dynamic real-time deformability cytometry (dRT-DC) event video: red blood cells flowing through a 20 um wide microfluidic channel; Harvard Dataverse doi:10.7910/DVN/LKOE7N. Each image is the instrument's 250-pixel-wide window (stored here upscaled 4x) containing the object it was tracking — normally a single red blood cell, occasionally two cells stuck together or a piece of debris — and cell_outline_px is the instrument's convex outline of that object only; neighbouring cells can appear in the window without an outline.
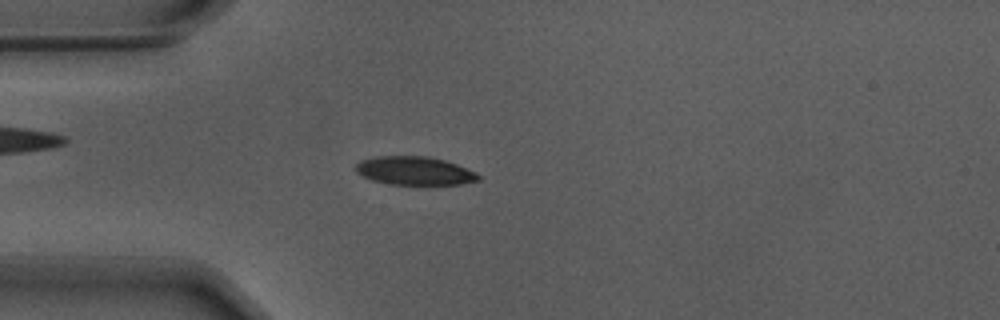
{"species": "Egyptian fruit bat (a non-hibernating species)", "species_latin": "Rousettus aegyptiacus", "temperature_condition": "warm", "stored_images_in_passage": 55, "camera_frame_rate_fps": 3000, "um_per_image_px": 0.085, "animal": {"sex": "male"}, "frame": {"image": 1, "passage_image": 15, "time_ms": 4.667, "image_size_px": [1000, 320], "cell_outline_px": [[480, 180], [460, 184], [392, 184], [372, 180], [356, 172], [356, 164], [360, 160], [376, 156], [428, 156], [444, 160], [456, 164], [476, 172], [480, 176]], "centroid_in_image_um": [35.24, 14.51], "position_along_channel_um": 49.8, "area_um2": 20.17}}
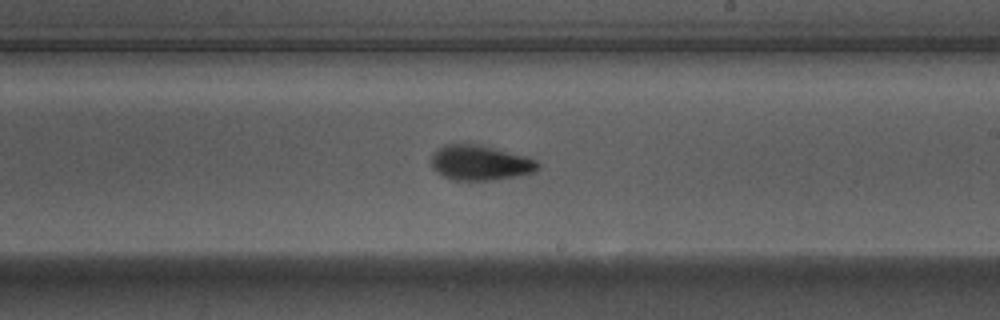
{"frame": {"image": 2, "passage_image": 32, "time_ms": 10.333, "image_size_px": [1000, 320], "cell_outline_px": [[540, 168], [536, 172], [516, 176], [492, 180], [456, 180], [444, 176], [432, 168], [432, 156], [444, 144], [476, 144], [528, 156], [536, 160], [540, 164]], "centroid_in_image_um": [40.87, 13.84], "position_along_channel_um": 248.1, "area_um2": 21.62}}
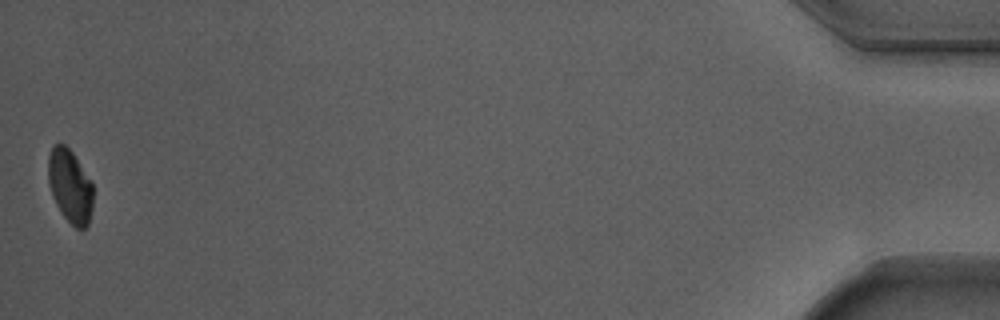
{"frame": {"image": 3, "passage_image": 55, "time_ms": 18.0, "image_size_px": [1000, 320], "cell_outline_px": [[92, 208], [88, 224], [84, 228], [76, 228], [60, 212], [52, 196], [48, 184], [48, 156], [52, 148], [56, 144], [64, 144], [72, 152], [92, 184]], "centroid_in_image_um": [5.93, 15.83], "position_along_channel_um": 429.3, "area_um2": 18.9}, "authors_computed_cell_mechanics": {"area_um2": 20.6924, "velocity_mm_per_s": 3.6896, "shape_relaxation_time_tau1_ms": 2.3032, "shape_relaxation_time_tau2_ms": 2.2821, "deformation_change_tau1": 0.1612, "deformation_change_tau2": 0.0817}}